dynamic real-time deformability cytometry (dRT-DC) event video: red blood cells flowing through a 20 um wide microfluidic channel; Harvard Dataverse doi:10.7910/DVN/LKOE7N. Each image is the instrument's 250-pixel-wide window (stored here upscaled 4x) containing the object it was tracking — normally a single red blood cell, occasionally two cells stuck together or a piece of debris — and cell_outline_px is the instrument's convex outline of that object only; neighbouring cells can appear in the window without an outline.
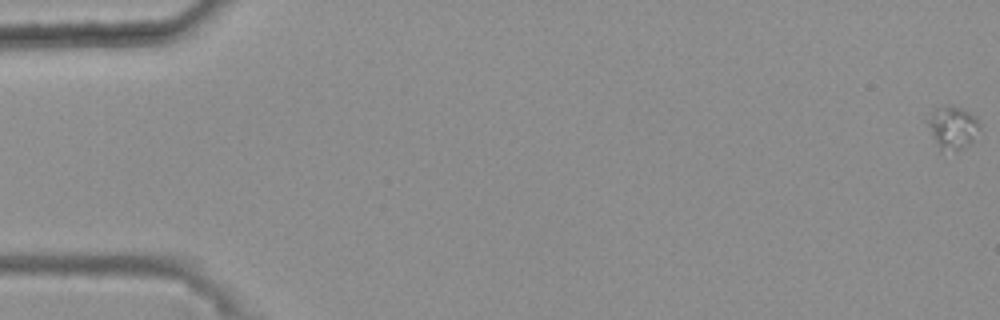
{"species": "common noctule bat (a hibernating species)", "species_latin": "Nyctalus noctula", "temperature_condition": "warm", "stored_images_in_passage": 17, "camera_frame_rate_fps": 3000, "um_per_image_px": 0.085, "animal": {"sex": "female", "body_mass_g": 25.1}, "frame": {"image": 1, "passage_image": 1, "time_ms": 0.0, "image_size_px": [1000, 320], "cell_outline_px": [[980, 128], [972, 144], [964, 148], [940, 148], [936, 144], [924, 120], [936, 108], [960, 108], [976, 116]], "centroid_in_image_um": [80.97, 10.84], "position_along_channel_um": 4.0, "area_um2": 12.54}}